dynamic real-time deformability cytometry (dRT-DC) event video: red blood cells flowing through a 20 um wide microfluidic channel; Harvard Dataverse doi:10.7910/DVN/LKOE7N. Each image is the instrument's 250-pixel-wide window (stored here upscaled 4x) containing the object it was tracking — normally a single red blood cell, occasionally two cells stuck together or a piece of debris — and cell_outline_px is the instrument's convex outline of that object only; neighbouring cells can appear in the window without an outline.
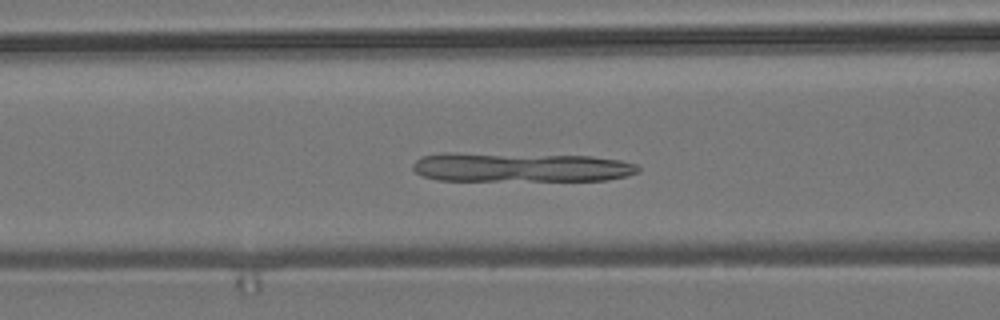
{"species": "common noctule bat (a hibernating species)", "species_latin": "Nyctalus noctula", "temperature_condition": "room temperature", "stored_images_in_passage": 50, "camera_frame_rate_fps": 3000, "um_per_image_px": 0.085, "animal": {"sex": "male", "body_mass_g": 19.2, "forearm_length_mm": 51.8}, "frame": {"image": 1, "passage_image": 17, "time_ms": 5.333, "image_size_px": [1000, 320], "cell_outline_px": [[640, 172], [628, 176], [608, 180], [436, 180], [424, 176], [416, 172], [412, 168], [412, 164], [416, 160], [424, 156], [592, 156], [620, 160], [636, 164], [640, 168]], "centroid_in_image_um": [44.47, 14.28], "position_along_channel_um": 122.1, "area_um2": 36.24}}
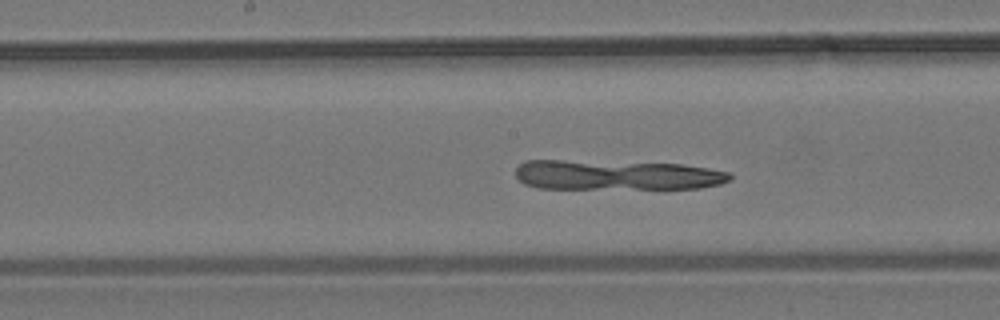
{"frame": {"image": 2, "passage_image": 23, "time_ms": 7.333, "image_size_px": [1000, 320], "cell_outline_px": [[732, 180], [720, 184], [700, 188], [536, 188], [524, 184], [516, 176], [516, 168], [524, 160], [564, 160], [680, 164], [708, 168], [728, 172], [732, 176]], "centroid_in_image_um": [52.39, 14.87], "position_along_channel_um": 195.8, "area_um2": 37.28}}
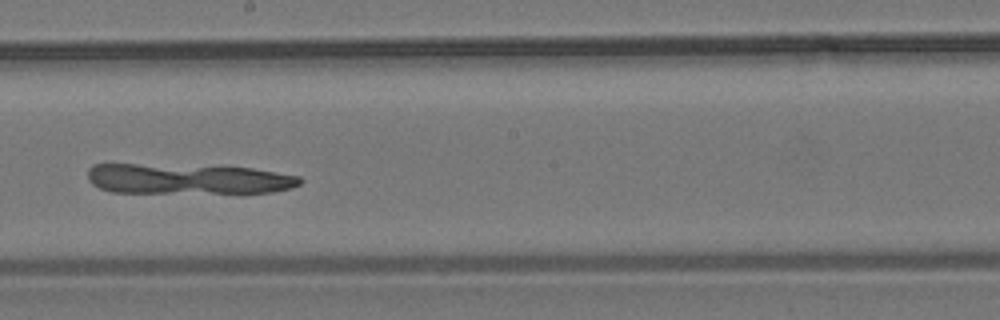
{"frame": {"image": 3, "passage_image": 26, "time_ms": 8.333, "image_size_px": [1000, 320], "cell_outline_px": [[304, 180], [300, 184], [292, 188], [272, 192], [244, 196], [112, 192], [100, 188], [92, 184], [88, 180], [88, 168], [92, 164], [136, 164], [252, 168], [300, 176]], "centroid_in_image_um": [16.06, 15.28], "position_along_channel_um": 232.1, "area_um2": 39.36}}